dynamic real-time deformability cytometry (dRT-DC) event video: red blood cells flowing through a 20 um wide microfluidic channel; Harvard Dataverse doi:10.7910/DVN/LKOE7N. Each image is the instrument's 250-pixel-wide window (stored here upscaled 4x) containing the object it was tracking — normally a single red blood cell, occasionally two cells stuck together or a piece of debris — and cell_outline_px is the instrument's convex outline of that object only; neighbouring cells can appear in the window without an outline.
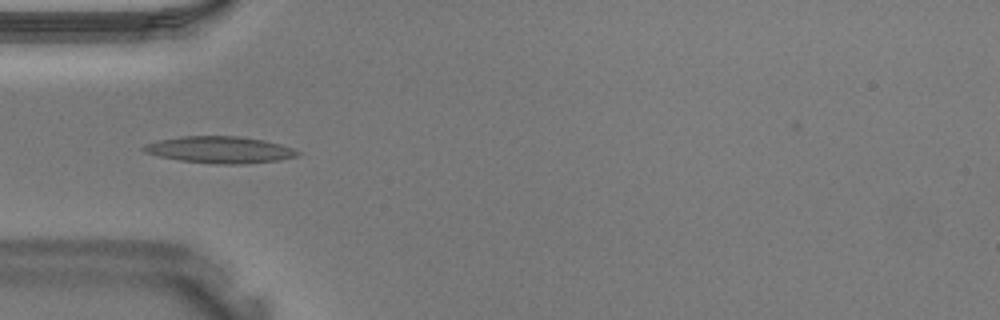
{"species": "Egyptian fruit bat (a non-hibernating species)", "species_latin": "Rousettus aegyptiacus", "temperature_condition": "warm", "stored_images_in_passage": 28, "camera_frame_rate_fps": 3000, "um_per_image_px": 0.085, "animal": {"sex": "male"}, "frame": {"image": 1, "passage_image": 1, "time_ms": 0.0, "image_size_px": [1000, 320], "cell_outline_px": [[300, 152], [296, 156], [276, 160], [240, 164], [220, 164], [180, 160], [160, 156], [144, 152], [140, 148], [148, 144], [160, 140], [180, 136], [240, 136], [264, 140], [280, 144], [292, 148]], "centroid_in_image_um": [18.67, 12.72], "position_along_channel_um": 66.3, "area_um2": 23.58}}
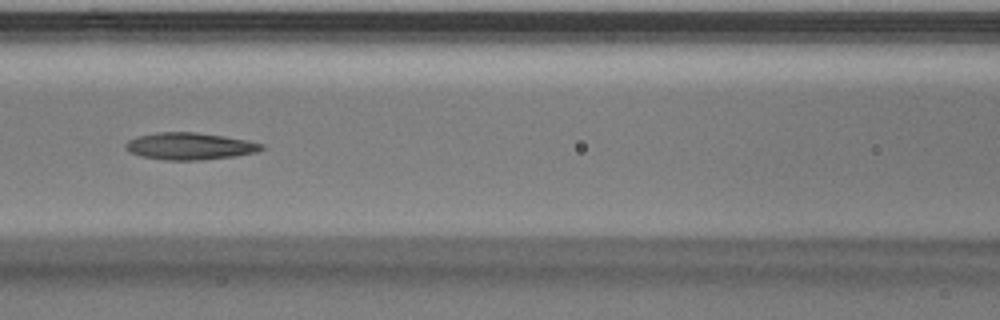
{"frame": {"image": 2, "passage_image": 6, "time_ms": 1.667, "image_size_px": [1000, 320], "cell_outline_px": [[264, 148], [256, 152], [232, 156], [200, 160], [164, 160], [140, 156], [124, 148], [124, 144], [128, 140], [140, 136], [156, 132], [196, 132], [224, 136], [248, 140], [264, 144]], "centroid_in_image_um": [16.12, 12.42], "position_along_channel_um": 150.5, "area_um2": 21.33}}
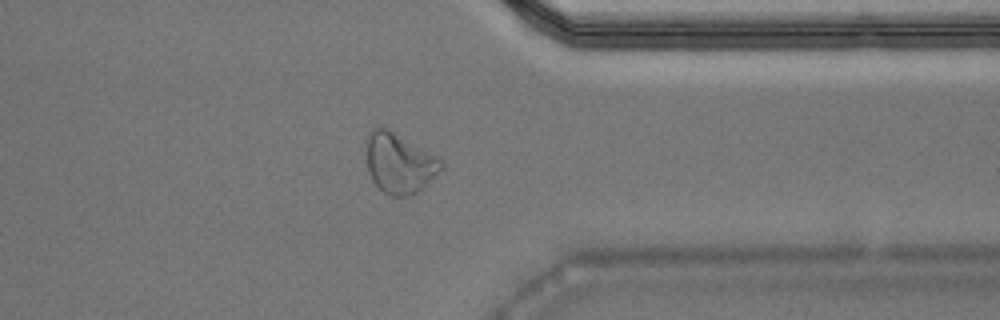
{"frame": {"image": 3, "passage_image": 20, "time_ms": 6.333, "image_size_px": [1000, 320], "cell_outline_px": [[444, 168], [412, 196], [392, 196], [384, 192], [372, 180], [368, 172], [368, 132], [372, 128], [384, 128], [392, 132], [444, 160]], "centroid_in_image_um": [33.97, 13.9], "position_along_channel_um": 377.4, "area_um2": 25.61}}